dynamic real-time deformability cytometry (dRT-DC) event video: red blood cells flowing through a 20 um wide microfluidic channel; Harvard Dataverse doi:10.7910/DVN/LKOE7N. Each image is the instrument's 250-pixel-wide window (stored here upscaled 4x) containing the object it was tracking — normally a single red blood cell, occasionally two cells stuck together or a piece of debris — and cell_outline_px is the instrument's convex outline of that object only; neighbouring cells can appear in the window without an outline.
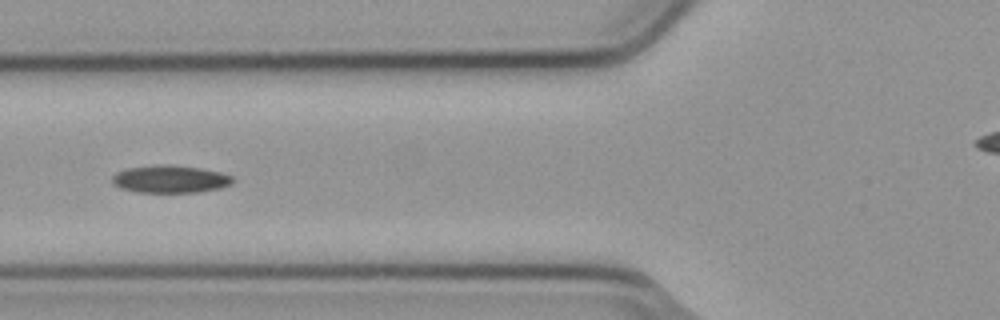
{"species": "common noctule bat (a hibernating species)", "species_latin": "Nyctalus noctula", "temperature_condition": "cold", "stored_images_in_passage": 5, "camera_frame_rate_fps": 3000, "um_per_image_px": 0.085, "animal": {"sex": "male", "body_mass_g": 23.1, "forearm_length_mm": 52.7}, "frame": {"image": 1, "passage_image": 5, "time_ms": 1.333, "image_size_px": [1000, 320], "cell_outline_px": [[232, 184], [220, 188], [200, 192], [136, 192], [120, 188], [112, 184], [112, 176], [116, 172], [128, 168], [156, 164], [172, 164], [200, 168], [220, 172], [232, 176]], "centroid_in_image_um": [14.44, 15.22], "position_along_channel_um": 111.4, "area_um2": 19.54}}